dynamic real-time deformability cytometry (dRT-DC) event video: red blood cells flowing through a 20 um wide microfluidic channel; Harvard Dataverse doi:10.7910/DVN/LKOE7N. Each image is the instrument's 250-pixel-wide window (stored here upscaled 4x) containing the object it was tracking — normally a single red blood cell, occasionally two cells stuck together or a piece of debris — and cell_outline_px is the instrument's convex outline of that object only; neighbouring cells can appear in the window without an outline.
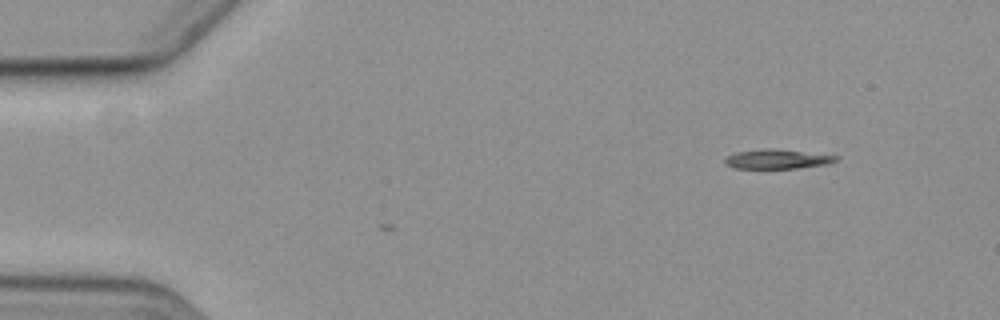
{"species": "common noctule bat (a hibernating species)", "species_latin": "Nyctalus noctula", "temperature_condition": "cold", "stored_images_in_passage": 2, "camera_frame_rate_fps": 3000, "um_per_image_px": 0.085, "animal": {"sex": "female", "body_mass_g": 19.3, "forearm_length_mm": 54.1}, "frame": {"image": 1, "passage_image": 2, "time_ms": 1.0, "image_size_px": [1000, 320], "cell_outline_px": [[840, 160], [828, 164], [800, 168], [732, 168], [724, 164], [724, 160], [728, 156], [736, 152], [764, 148], [776, 148], [840, 156]], "centroid_in_image_um": [66.1, 13.51], "position_along_channel_um": 18.9, "area_um2": 12.83}}